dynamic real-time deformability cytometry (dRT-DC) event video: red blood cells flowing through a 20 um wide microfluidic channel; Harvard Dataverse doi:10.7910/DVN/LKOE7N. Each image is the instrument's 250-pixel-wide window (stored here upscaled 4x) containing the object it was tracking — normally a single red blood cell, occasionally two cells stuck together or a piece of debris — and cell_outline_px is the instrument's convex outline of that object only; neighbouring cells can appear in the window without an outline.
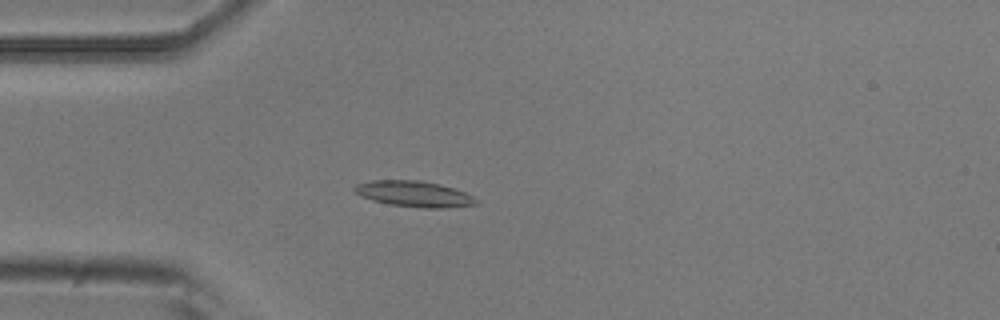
{"species": "common noctule bat (a hibernating species)", "species_latin": "Nyctalus noctula", "temperature_condition": "room temperature", "stored_images_in_passage": 5, "camera_frame_rate_fps": 3000, "um_per_image_px": 0.085, "animal": {"sex": "male", "body_mass_g": 20.5, "forearm_length_mm": 52.5}, "frame": {"image": 1, "passage_image": 4, "time_ms": 1.0, "image_size_px": [1000, 320], "cell_outline_px": [[480, 204], [448, 208], [424, 208], [388, 204], [372, 200], [360, 196], [352, 188], [356, 184], [372, 180], [420, 180], [440, 184], [464, 192], [480, 200]], "centroid_in_image_um": [35.22, 16.49], "position_along_channel_um": 49.8, "area_um2": 18.5}}